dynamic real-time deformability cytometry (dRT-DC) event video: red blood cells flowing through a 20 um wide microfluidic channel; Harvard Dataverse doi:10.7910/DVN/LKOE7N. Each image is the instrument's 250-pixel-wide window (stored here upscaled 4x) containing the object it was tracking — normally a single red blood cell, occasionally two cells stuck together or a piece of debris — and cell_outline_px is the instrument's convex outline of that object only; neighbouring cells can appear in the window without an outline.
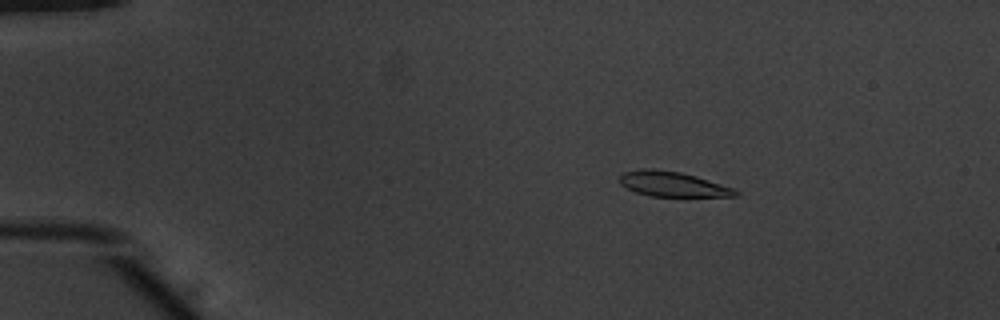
{"species": "common noctule bat (a hibernating species)", "species_latin": "Nyctalus noctula", "temperature_condition": "warm", "stored_images_in_passage": 53, "camera_frame_rate_fps": 3000, "um_per_image_px": 0.085, "animal": {"sex": "male", "body_mass_g": 20.1, "forearm_length_mm": 53.5}, "frame": {"image": 1, "passage_image": 10, "time_ms": 3.0, "image_size_px": [1000, 320], "cell_outline_px": [[740, 192], [736, 196], [652, 196], [636, 192], [620, 184], [620, 176], [624, 172], [644, 168], [652, 168], [680, 172], [696, 176], [732, 188]], "centroid_in_image_um": [57.15, 15.64], "position_along_channel_um": 27.9, "area_um2": 16.59}}
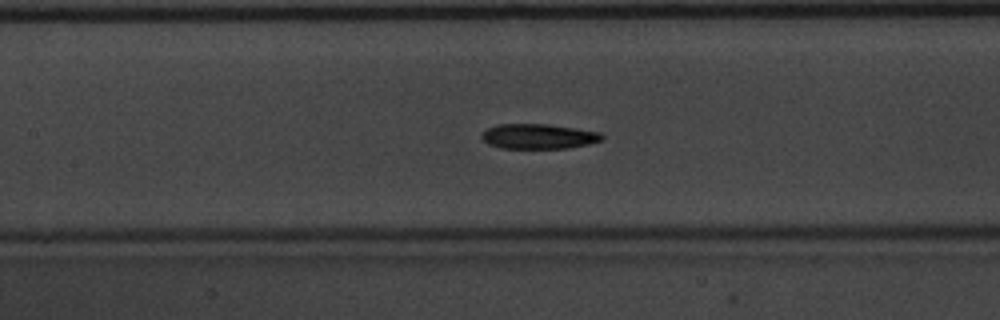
{"frame": {"image": 2, "passage_image": 26, "time_ms": 8.333, "image_size_px": [1000, 320], "cell_outline_px": [[604, 140], [588, 144], [568, 148], [500, 148], [488, 144], [480, 136], [488, 128], [496, 124], [548, 124], [600, 132], [604, 136]], "centroid_in_image_um": [45.78, 11.59], "position_along_channel_um": 161.6, "area_um2": 17.51}}
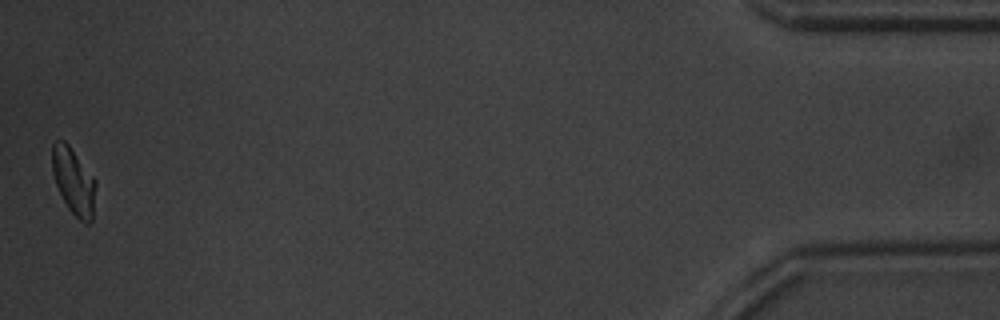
{"frame": {"image": 3, "passage_image": 53, "time_ms": 17.333, "image_size_px": [1000, 320], "cell_outline_px": [[96, 184], [92, 220], [88, 224], [84, 224], [68, 208], [56, 184], [52, 172], [52, 144], [56, 140], [64, 140], [68, 144], [96, 180]], "centroid_in_image_um": [6.26, 15.4], "position_along_channel_um": 428.9, "area_um2": 16.76}, "authors_computed_cell_mechanics": {"area_um2": 17.629, "velocity_mm_per_s": 3.915, "shape_relaxation_time_tau1_ms": 3.8017, "shape_relaxation_time_tau2_ms": 5.7835, "deformation_change_tau1": 0.122, "deformation_change_tau2": 0.1176}}